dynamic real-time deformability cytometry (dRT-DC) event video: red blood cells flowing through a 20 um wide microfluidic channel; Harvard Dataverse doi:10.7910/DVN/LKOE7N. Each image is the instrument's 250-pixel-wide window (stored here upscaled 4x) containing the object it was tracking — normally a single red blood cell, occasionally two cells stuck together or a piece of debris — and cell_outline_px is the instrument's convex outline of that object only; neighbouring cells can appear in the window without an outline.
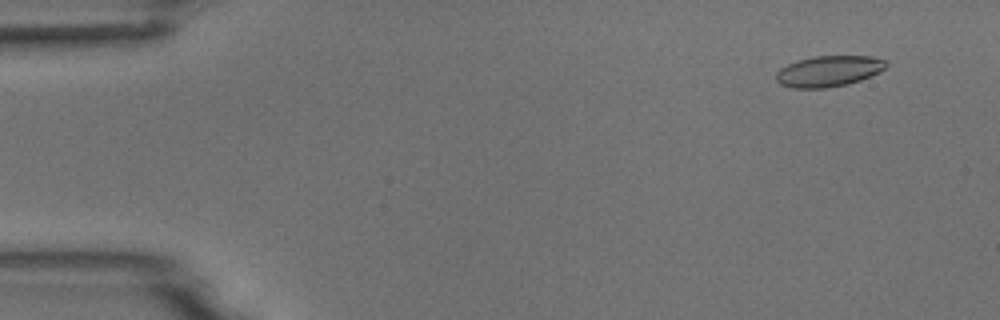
{"species": "common noctule bat (a hibernating species)", "species_latin": "Nyctalus noctula", "temperature_condition": "room temperature", "stored_images_in_passage": 5, "camera_frame_rate_fps": 3000, "um_per_image_px": 0.085, "animal": {"sex": "male", "body_mass_g": 18.8}, "frame": {"image": 1, "passage_image": 2, "time_ms": 1.0, "image_size_px": [1000, 320], "cell_outline_px": [[888, 64], [880, 72], [860, 80], [848, 84], [824, 88], [792, 88], [780, 84], [776, 80], [776, 72], [780, 68], [788, 64], [812, 56], [872, 56], [884, 60]], "centroid_in_image_um": [70.43, 6.05], "position_along_channel_um": 14.6, "area_um2": 19.77}}
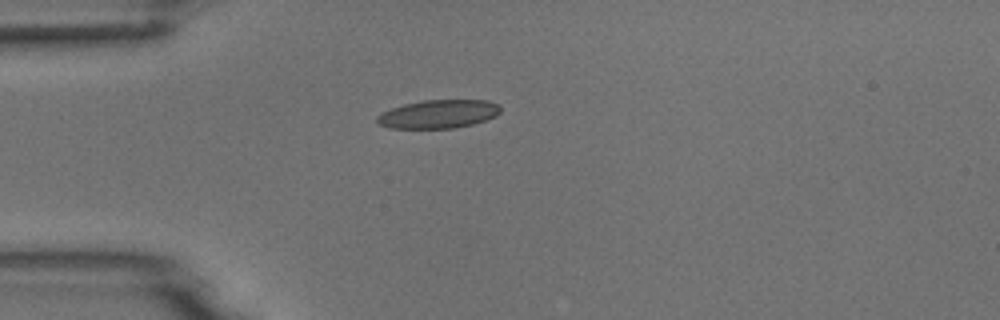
{"frame": {"image": 2, "passage_image": 4, "time_ms": 4.333, "image_size_px": [1000, 320], "cell_outline_px": [[500, 112], [496, 116], [472, 124], [452, 128], [388, 128], [380, 124], [376, 120], [376, 116], [380, 112], [404, 104], [424, 100], [488, 100], [496, 104], [500, 108]], "centroid_in_image_um": [37.23, 9.69], "position_along_channel_um": 47.8, "area_um2": 20.35}}